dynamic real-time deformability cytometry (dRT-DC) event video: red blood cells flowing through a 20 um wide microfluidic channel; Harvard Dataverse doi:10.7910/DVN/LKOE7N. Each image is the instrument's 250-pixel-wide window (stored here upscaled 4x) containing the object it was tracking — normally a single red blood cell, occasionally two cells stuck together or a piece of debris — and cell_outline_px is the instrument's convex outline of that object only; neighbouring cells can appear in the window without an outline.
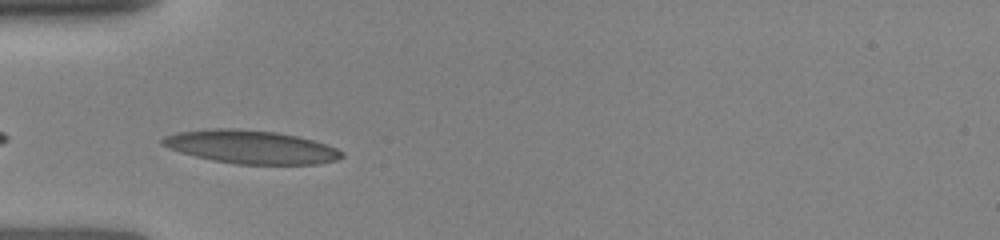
{"species": "human", "species_latin": "Homo sapiens", "temperature_condition": "room temperature", "stored_images_in_passage": 27, "camera_frame_rate_fps": 3000, "um_per_image_px": 0.085, "donor": {"sex": "female"}, "frame": {"image": 1, "passage_image": 6, "time_ms": 2.0, "image_size_px": [1000, 240], "cell_outline_px": [[344, 156], [336, 160], [320, 164], [236, 164], [212, 160], [180, 152], [168, 148], [160, 144], [160, 140], [164, 136], [176, 132], [212, 128], [236, 128], [276, 132], [300, 136], [336, 148], [344, 152]], "centroid_in_image_um": [21.31, 12.48], "position_along_channel_um": 63.7, "area_um2": 34.97}}
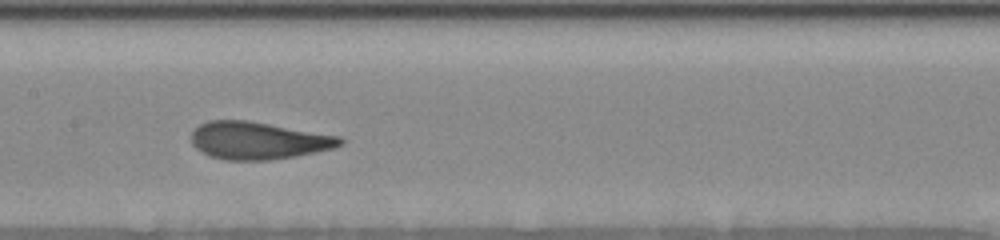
{"frame": {"image": 2, "passage_image": 13, "time_ms": 5.0, "image_size_px": [1000, 240], "cell_outline_px": [[344, 140], [340, 144], [332, 148], [296, 156], [268, 160], [224, 160], [212, 156], [196, 148], [192, 144], [192, 132], [200, 124], [208, 120], [248, 120], [340, 136]], "centroid_in_image_um": [21.93, 11.94], "position_along_channel_um": 185.5, "area_um2": 32.19}}
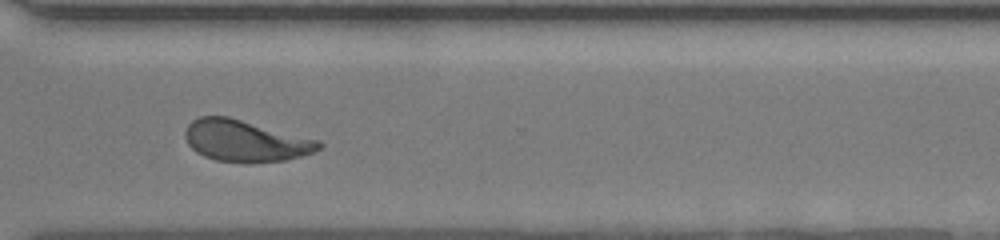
{"frame": {"image": 3, "passage_image": 22, "time_ms": 9.0, "image_size_px": [1000, 240], "cell_outline_px": [[324, 144], [320, 148], [312, 152], [300, 156], [284, 160], [248, 164], [216, 160], [204, 156], [196, 152], [188, 144], [184, 136], [184, 132], [188, 124], [192, 120], [200, 116], [228, 116], [320, 140]], "centroid_in_image_um": [20.84, 11.98], "position_along_channel_um": 349.8, "area_um2": 32.6}}